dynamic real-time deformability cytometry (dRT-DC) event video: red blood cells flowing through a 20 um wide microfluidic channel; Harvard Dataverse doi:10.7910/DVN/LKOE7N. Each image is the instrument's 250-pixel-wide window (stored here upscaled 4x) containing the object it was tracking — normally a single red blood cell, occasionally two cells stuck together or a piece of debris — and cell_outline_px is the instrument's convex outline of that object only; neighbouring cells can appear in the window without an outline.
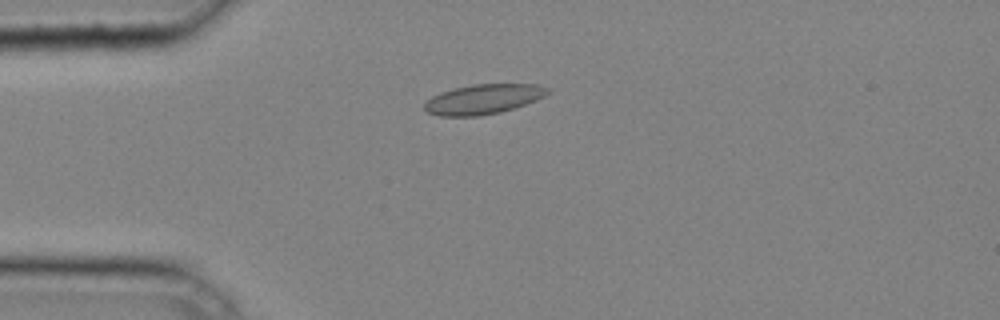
{"species": "common noctule bat (a hibernating species)", "species_latin": "Nyctalus noctula", "temperature_condition": "cold", "stored_images_in_passage": 37, "camera_frame_rate_fps": 3000, "um_per_image_px": 0.085, "animal": {"sex": "male", "body_mass_g": 20.4}, "frame": {"image": 1, "passage_image": 10, "time_ms": 3.0, "image_size_px": [1000, 320], "cell_outline_px": [[552, 92], [536, 100], [500, 112], [480, 116], [440, 116], [428, 112], [424, 108], [424, 104], [432, 96], [440, 92], [472, 84], [536, 84], [552, 88]], "centroid_in_image_um": [41.11, 8.42], "position_along_channel_um": 43.9, "area_um2": 21.39}}
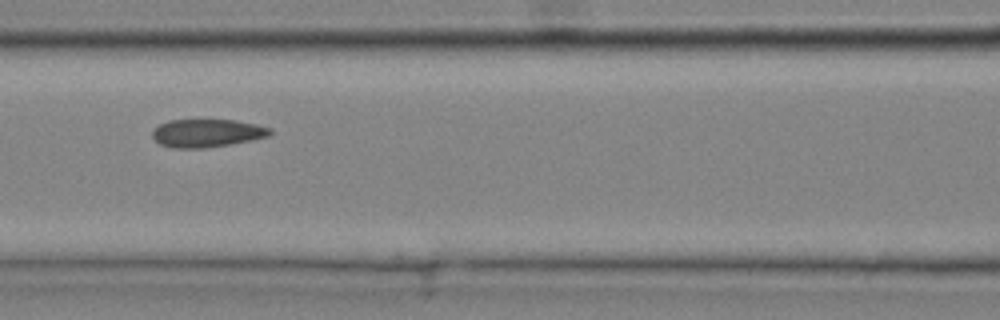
{"frame": {"image": 2, "passage_image": 18, "time_ms": 5.667, "image_size_px": [1000, 320], "cell_outline_px": [[272, 132], [268, 136], [252, 140], [232, 144], [204, 148], [172, 148], [160, 144], [152, 136], [152, 132], [160, 124], [172, 120], [236, 120], [256, 124], [272, 128]], "centroid_in_image_um": [17.62, 11.32], "position_along_channel_um": 149.0, "area_um2": 19.19}}
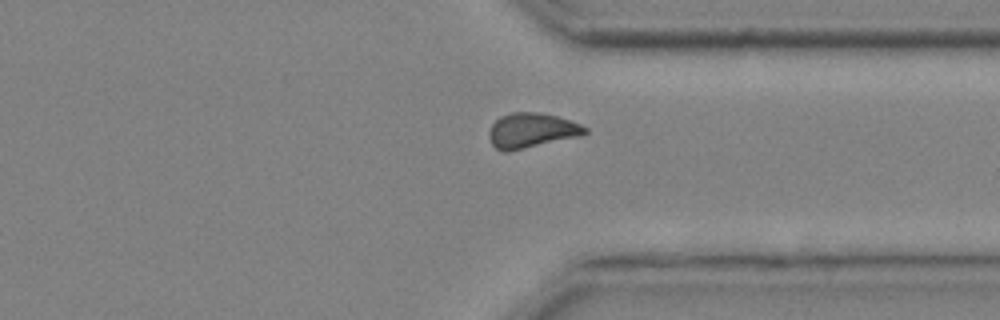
{"frame": {"image": 3, "passage_image": 32, "time_ms": 10.333, "image_size_px": [1000, 320], "cell_outline_px": [[588, 132], [584, 136], [508, 152], [504, 152], [496, 148], [492, 144], [488, 136], [488, 132], [492, 124], [500, 116], [512, 112], [540, 112], [556, 116], [580, 124], [588, 128]], "centroid_in_image_um": [45.2, 11.1], "position_along_channel_um": 366.2, "area_um2": 19.83}}